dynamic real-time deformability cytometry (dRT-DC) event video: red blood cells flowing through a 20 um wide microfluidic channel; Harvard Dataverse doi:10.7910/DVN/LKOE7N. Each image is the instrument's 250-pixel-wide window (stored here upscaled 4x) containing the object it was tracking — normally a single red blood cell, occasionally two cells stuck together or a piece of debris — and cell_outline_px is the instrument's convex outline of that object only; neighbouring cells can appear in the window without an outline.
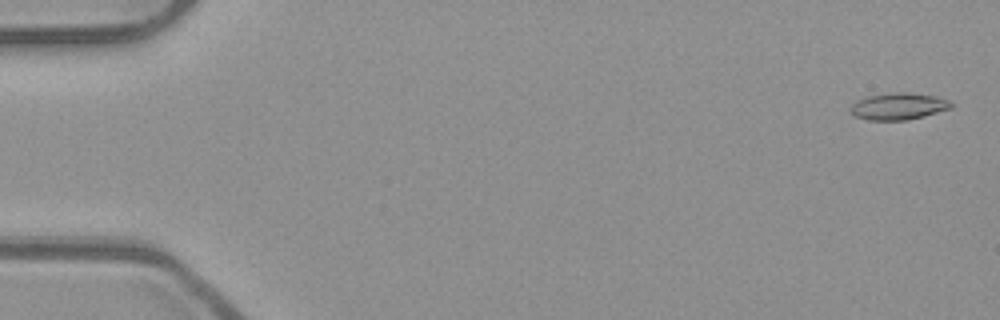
{"species": "common noctule bat (a hibernating species)", "species_latin": "Nyctalus noctula", "temperature_condition": "room temperature", "stored_images_in_passage": 52, "camera_frame_rate_fps": 3000, "um_per_image_px": 0.085, "animal": {"sex": "male", "body_mass_g": 23.1, "forearm_length_mm": 52.7}, "frame": {"image": 1, "passage_image": 1, "time_ms": 0.0, "image_size_px": [1000, 320], "cell_outline_px": [[952, 108], [924, 116], [904, 120], [868, 120], [856, 116], [848, 108], [856, 100], [868, 96], [896, 92], [904, 92], [936, 96], [948, 100], [952, 104]], "centroid_in_image_um": [76.36, 9.03], "position_along_channel_um": 8.6, "area_um2": 15.61}}
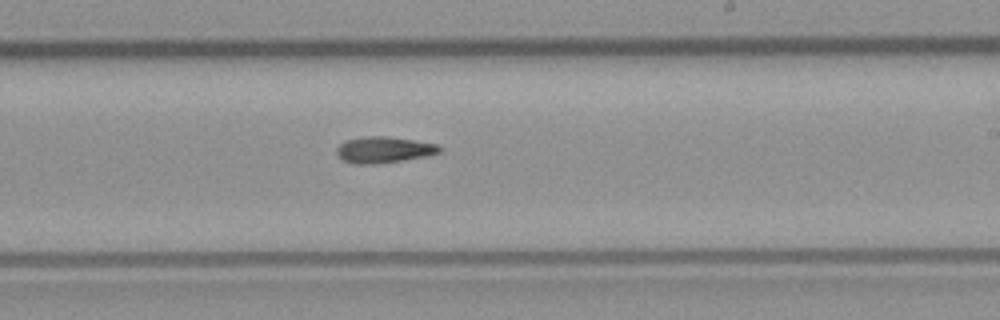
{"frame": {"image": 2, "passage_image": 31, "time_ms": 10.0, "image_size_px": [1000, 320], "cell_outline_px": [[440, 152], [424, 156], [400, 160], [372, 164], [356, 164], [344, 160], [336, 152], [336, 148], [344, 140], [368, 136], [384, 136], [412, 140], [436, 144], [440, 148]], "centroid_in_image_um": [32.57, 12.72], "position_along_channel_um": 256.4, "area_um2": 15.26}}
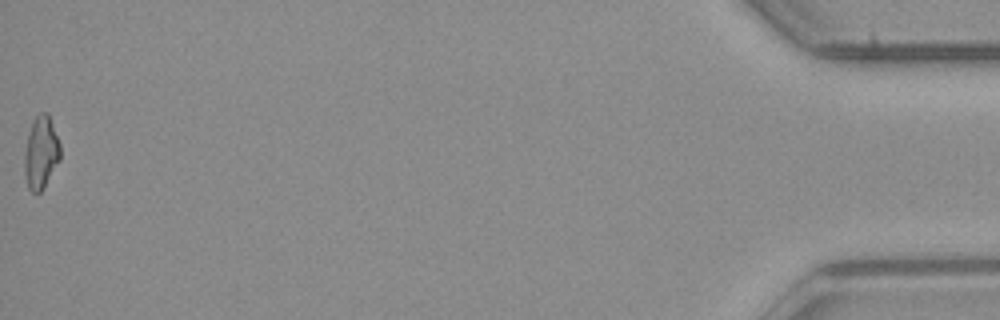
{"frame": {"image": 3, "passage_image": 52, "time_ms": 17.0, "image_size_px": [1000, 320], "cell_outline_px": [[60, 160], [44, 188], [40, 192], [32, 192], [28, 188], [24, 176], [24, 152], [32, 120], [40, 112], [48, 112], [60, 144]], "centroid_in_image_um": [3.48, 12.98], "position_along_channel_um": 431.7, "area_um2": 15.32}}